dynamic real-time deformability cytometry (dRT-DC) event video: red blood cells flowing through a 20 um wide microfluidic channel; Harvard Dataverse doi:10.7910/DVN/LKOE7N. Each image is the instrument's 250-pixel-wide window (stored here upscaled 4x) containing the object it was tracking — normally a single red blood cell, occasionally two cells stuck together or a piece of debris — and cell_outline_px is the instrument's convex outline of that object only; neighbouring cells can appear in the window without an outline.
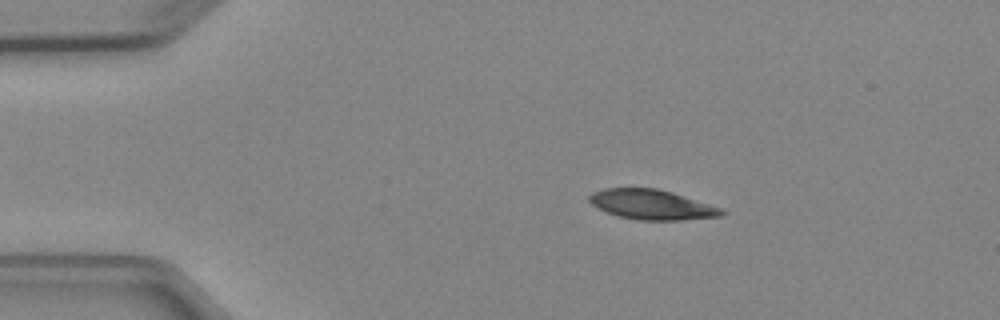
{"species": "Egyptian fruit bat (a non-hibernating species)", "species_latin": "Rousettus aegyptiacus", "temperature_condition": "cold", "stored_images_in_passage": 3, "camera_frame_rate_fps": 3000, "um_per_image_px": 0.085, "animal": {"sex": "female"}, "frame": {"image": 1, "passage_image": 2, "time_ms": 1.0, "image_size_px": [1000, 320], "cell_outline_px": [[728, 212], [720, 216], [680, 220], [640, 220], [620, 216], [608, 212], [592, 204], [588, 200], [588, 196], [592, 192], [604, 188], [656, 188], [672, 192], [720, 208]], "centroid_in_image_um": [55.39, 17.38], "position_along_channel_um": 29.6, "area_um2": 22.72}}